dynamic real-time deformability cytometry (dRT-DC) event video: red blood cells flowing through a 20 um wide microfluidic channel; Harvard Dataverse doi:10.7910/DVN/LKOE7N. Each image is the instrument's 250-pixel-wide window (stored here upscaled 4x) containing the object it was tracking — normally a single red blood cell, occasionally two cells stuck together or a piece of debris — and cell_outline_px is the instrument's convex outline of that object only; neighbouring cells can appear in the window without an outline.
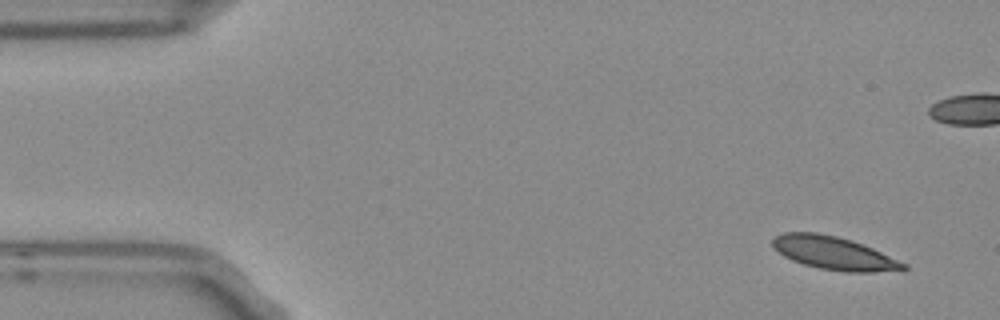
{"species": "Egyptian fruit bat (a non-hibernating species)", "species_latin": "Rousettus aegyptiacus", "temperature_condition": "room temperature", "stored_images_in_passage": 5, "camera_frame_rate_fps": 3000, "um_per_image_px": 0.085, "frame": {"image": 1, "passage_image": 1, "time_ms": 0.0, "image_size_px": [1000, 320], "cell_outline_px": [[908, 268], [904, 272], [844, 272], [820, 268], [804, 264], [792, 260], [784, 256], [772, 244], [772, 240], [776, 236], [784, 232], [816, 232], [836, 236], [852, 240], [872, 248], [908, 264]], "centroid_in_image_um": [70.97, 21.53], "position_along_channel_um": 14.0, "area_um2": 25.37}}